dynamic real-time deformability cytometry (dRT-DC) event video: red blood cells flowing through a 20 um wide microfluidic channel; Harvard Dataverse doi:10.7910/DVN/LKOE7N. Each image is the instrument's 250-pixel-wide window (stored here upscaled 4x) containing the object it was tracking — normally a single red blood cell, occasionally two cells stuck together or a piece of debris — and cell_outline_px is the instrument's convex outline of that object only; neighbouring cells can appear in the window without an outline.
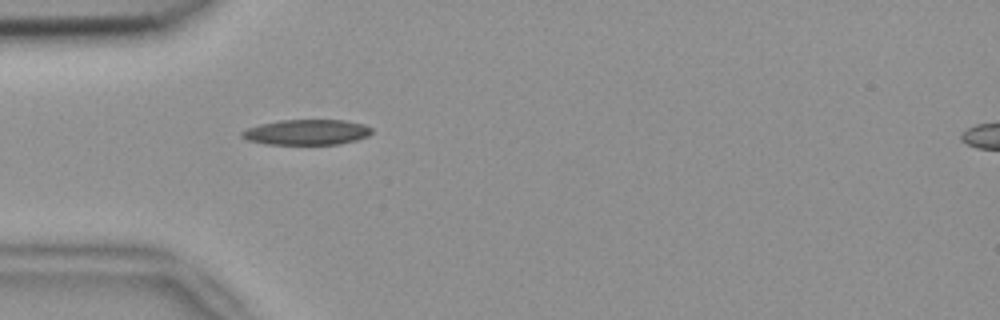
{"species": "common noctule bat (a hibernating species)", "species_latin": "Nyctalus noctula", "temperature_condition": "room temperature", "stored_images_in_passage": 38, "camera_frame_rate_fps": 3000, "um_per_image_px": 0.085, "animal": {"sex": "female", "body_mass_g": 18.4}, "frame": {"image": 1, "passage_image": 1, "time_ms": 0.0, "image_size_px": [1000, 320], "cell_outline_px": [[372, 132], [368, 136], [356, 140], [340, 144], [268, 144], [248, 140], [240, 136], [240, 132], [248, 128], [260, 124], [280, 120], [344, 120], [364, 124], [372, 128]], "centroid_in_image_um": [26.08, 11.23], "position_along_channel_um": 58.9, "area_um2": 19.19}}
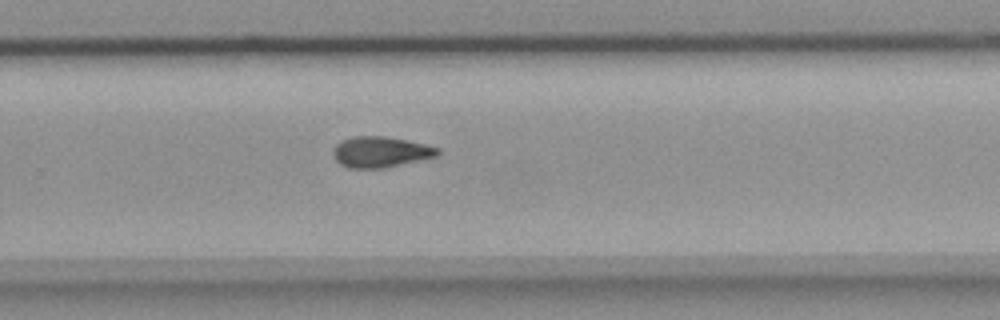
{"frame": {"image": 2, "passage_image": 20, "time_ms": 6.333, "image_size_px": [1000, 320], "cell_outline_px": [[440, 152], [436, 156], [384, 168], [348, 168], [340, 164], [336, 160], [332, 152], [332, 148], [340, 140], [352, 136], [384, 136], [408, 140], [440, 148]], "centroid_in_image_um": [32.3, 12.9], "position_along_channel_um": 297.5, "area_um2": 18.84}}
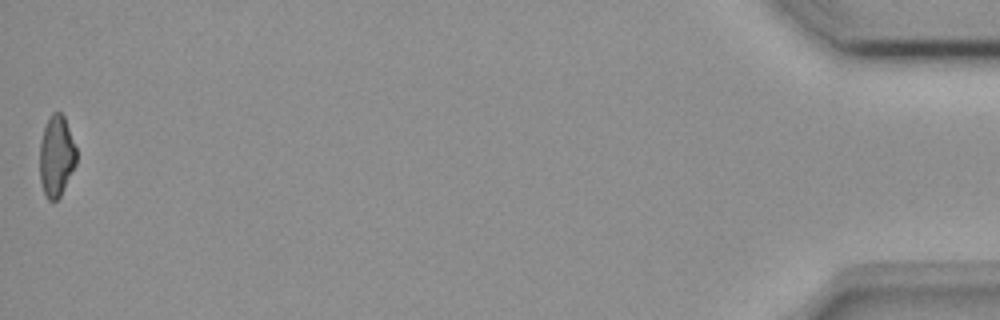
{"frame": {"image": 3, "passage_image": 38, "time_ms": 12.333, "image_size_px": [1000, 320], "cell_outline_px": [[76, 164], [60, 196], [56, 200], [48, 200], [44, 192], [40, 180], [40, 140], [44, 128], [52, 112], [60, 112], [64, 116], [76, 148]], "centroid_in_image_um": [4.79, 13.26], "position_along_channel_um": 430.4, "area_um2": 17.11}, "authors_computed_cell_mechanics": {"area_um2": 18.5827, "velocity_mm_per_s": 3.8325, "shape_relaxation_time_tau1_ms": null, "shape_relaxation_time_tau2_ms": 7.0713, "deformation_change_tau1": null, "deformation_change_tau2": 0.159}}